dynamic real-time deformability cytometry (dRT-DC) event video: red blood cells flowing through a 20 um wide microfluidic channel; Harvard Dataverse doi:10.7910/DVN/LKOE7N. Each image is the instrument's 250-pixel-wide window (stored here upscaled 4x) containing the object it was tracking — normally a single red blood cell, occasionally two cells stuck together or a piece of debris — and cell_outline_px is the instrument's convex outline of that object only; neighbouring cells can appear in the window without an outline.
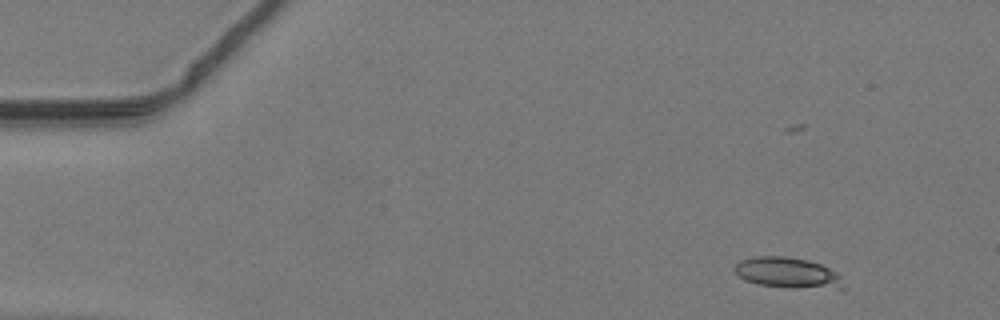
{"species": "common noctule bat (a hibernating species)", "species_latin": "Nyctalus noctula", "temperature_condition": "warm", "stored_images_in_passage": 6, "camera_frame_rate_fps": 3000, "um_per_image_px": 0.085, "animal": {"sex": "male", "body_mass_g": 19.2, "forearm_length_mm": 51.8}, "frame": {"image": 1, "passage_image": 1, "time_ms": 0.0, "image_size_px": [1000, 320], "cell_outline_px": [[848, 288], [836, 288], [760, 284], [744, 280], [732, 268], [740, 260], [756, 256], [784, 256], [808, 260], [820, 264], [836, 272], [840, 276]], "centroid_in_image_um": [66.95, 23.15], "position_along_channel_um": 18.1, "area_um2": 18.84}}